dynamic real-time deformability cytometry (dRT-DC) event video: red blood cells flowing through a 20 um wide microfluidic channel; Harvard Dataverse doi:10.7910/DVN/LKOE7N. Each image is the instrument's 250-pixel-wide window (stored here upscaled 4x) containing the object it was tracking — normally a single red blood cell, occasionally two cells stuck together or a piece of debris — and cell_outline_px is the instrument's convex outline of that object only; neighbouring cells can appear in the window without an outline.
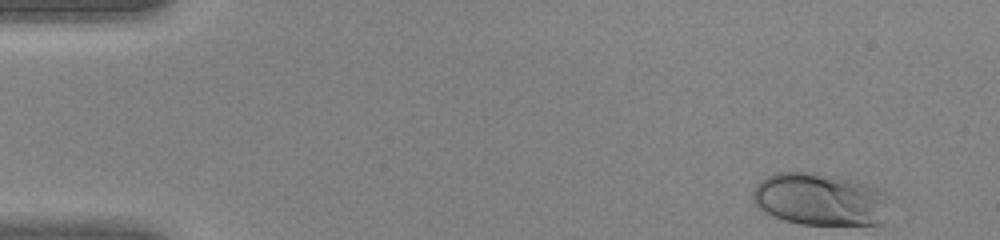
{"species": "human", "species_latin": "Homo sapiens", "temperature_condition": "warm", "stored_images_in_passage": 43, "camera_frame_rate_fps": 3000, "um_per_image_px": 0.085, "donor": {"sex": "female"}, "frame": {"image": 1, "passage_image": 1, "time_ms": 0.0, "image_size_px": [1000, 240], "cell_outline_px": [[888, 196], [880, 224], [800, 224], [784, 220], [772, 216], [764, 212], [752, 200], [752, 192], [756, 184], [760, 180], [776, 172], [820, 172], [840, 176], [856, 180], [868, 184], [884, 192]], "centroid_in_image_um": [69.64, 16.91], "position_along_channel_um": 15.4, "area_um2": 41.85}}
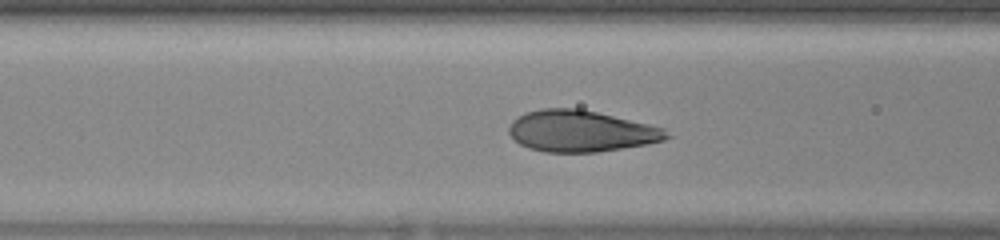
{"frame": {"image": 2, "passage_image": 16, "time_ms": 5.0, "image_size_px": [1000, 240], "cell_outline_px": [[672, 136], [664, 140], [648, 144], [596, 152], [544, 152], [528, 148], [520, 144], [508, 132], [508, 128], [512, 120], [524, 112], [540, 108], [580, 108], [648, 124], [664, 128]], "centroid_in_image_um": [49.36, 11.14], "position_along_channel_um": 117.2, "area_um2": 38.09}}
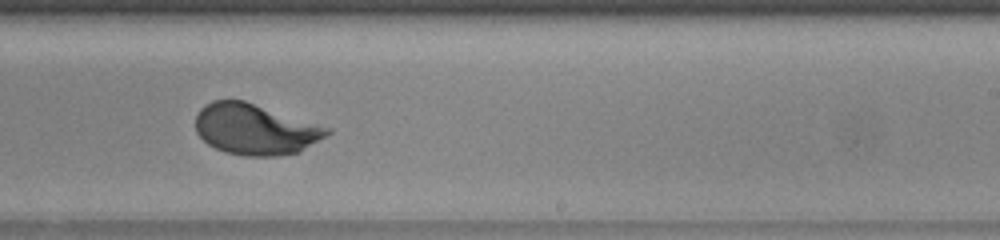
{"frame": {"image": 3, "passage_image": 26, "time_ms": 8.333, "image_size_px": [1000, 240], "cell_outline_px": [[332, 132], [300, 152], [276, 156], [244, 156], [224, 152], [208, 144], [196, 132], [196, 116], [200, 108], [204, 104], [212, 100], [244, 100], [332, 128]], "centroid_in_image_um": [21.7, 10.99], "position_along_channel_um": 267.3, "area_um2": 39.13}}